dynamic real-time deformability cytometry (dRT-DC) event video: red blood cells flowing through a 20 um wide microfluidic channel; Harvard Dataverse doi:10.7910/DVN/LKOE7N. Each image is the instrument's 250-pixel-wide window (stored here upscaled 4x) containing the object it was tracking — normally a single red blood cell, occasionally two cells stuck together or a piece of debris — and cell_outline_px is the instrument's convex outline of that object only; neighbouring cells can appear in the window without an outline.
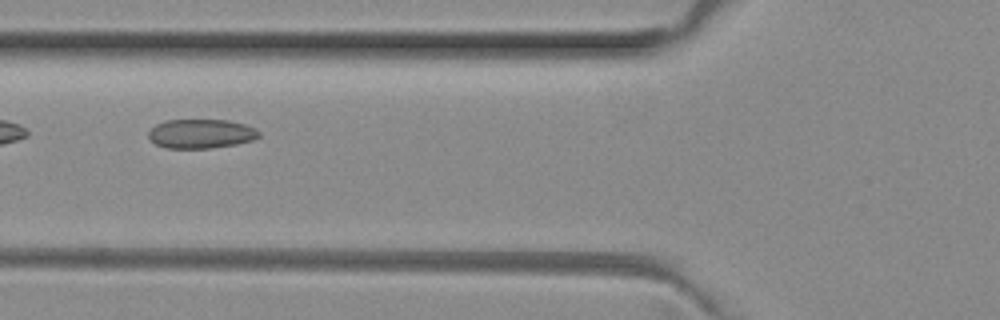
{"species": "common noctule bat (a hibernating species)", "species_latin": "Nyctalus noctula", "temperature_condition": "room temperature", "stored_images_in_passage": 2, "camera_frame_rate_fps": 3000, "um_per_image_px": 0.085, "animal": {"sex": "female", "body_mass_g": 29.2, "forearm_length_mm": 56.3}, "frame": {"image": 1, "passage_image": 2, "time_ms": 0.333, "image_size_px": [1000, 320], "cell_outline_px": [[260, 136], [252, 140], [236, 144], [212, 148], [164, 148], [156, 144], [148, 136], [148, 132], [156, 124], [164, 120], [228, 120], [244, 124], [256, 128], [260, 132]], "centroid_in_image_um": [17.09, 11.36], "position_along_channel_um": 108.7, "area_um2": 18.84}}